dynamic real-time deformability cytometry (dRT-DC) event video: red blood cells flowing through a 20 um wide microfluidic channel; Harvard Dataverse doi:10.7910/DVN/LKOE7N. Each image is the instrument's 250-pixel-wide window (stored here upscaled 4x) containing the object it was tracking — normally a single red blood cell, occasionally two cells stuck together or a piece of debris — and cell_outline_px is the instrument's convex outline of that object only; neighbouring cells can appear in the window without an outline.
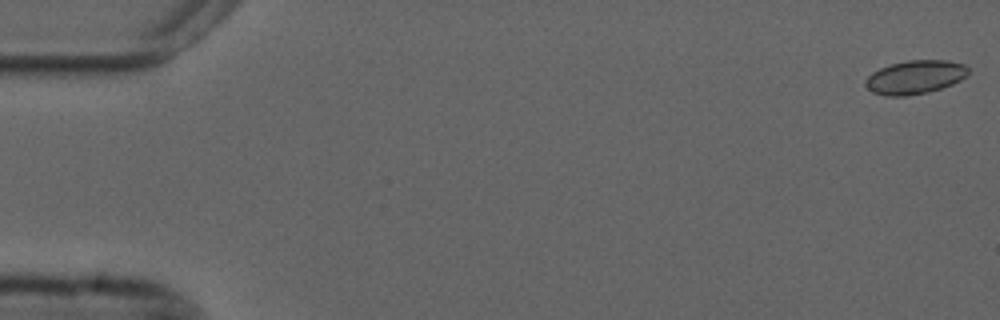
{"species": "common noctule bat (a hibernating species)", "species_latin": "Nyctalus noctula", "temperature_condition": "cold", "stored_images_in_passage": 56, "camera_frame_rate_fps": 3000, "um_per_image_px": 0.085, "animal": {"sex": "male", "forearm_length_mm": 52.5}, "frame": {"image": 1, "passage_image": 1, "time_ms": 0.0, "image_size_px": [1000, 320], "cell_outline_px": [[968, 72], [960, 80], [952, 84], [928, 92], [908, 96], [884, 96], [872, 92], [864, 84], [864, 80], [872, 72], [880, 68], [892, 64], [908, 60], [948, 60], [964, 64], [968, 68]], "centroid_in_image_um": [77.75, 6.56], "position_along_channel_um": 7.3, "area_um2": 20.11}}
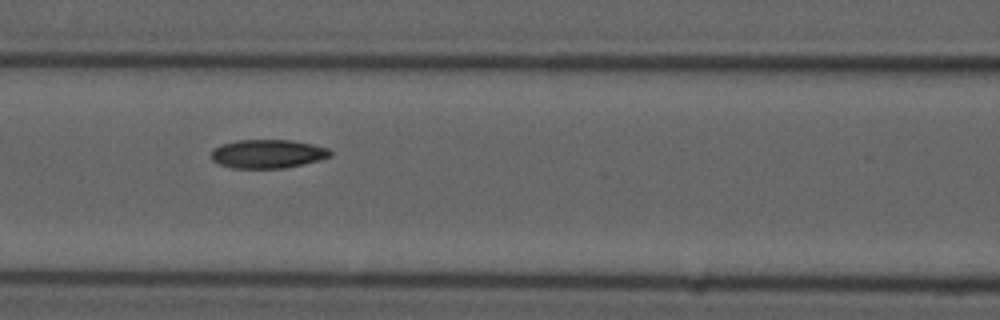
{"frame": {"image": 2, "passage_image": 24, "time_ms": 7.667, "image_size_px": [1000, 320], "cell_outline_px": [[332, 156], [320, 160], [284, 168], [232, 168], [220, 164], [212, 160], [212, 148], [220, 144], [236, 140], [292, 140], [312, 144], [328, 148], [332, 152]], "centroid_in_image_um": [22.75, 13.07], "position_along_channel_um": 143.8, "area_um2": 20.0}}
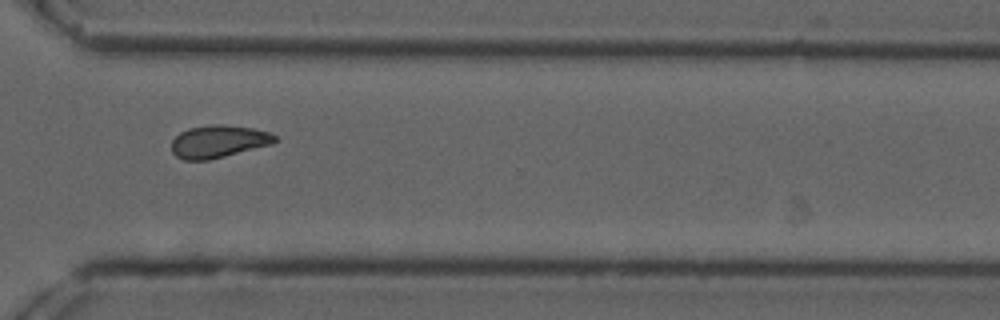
{"frame": {"image": 3, "passage_image": 41, "time_ms": 13.333, "image_size_px": [1000, 320], "cell_outline_px": [[280, 140], [272, 144], [208, 160], [184, 160], [176, 156], [172, 152], [172, 140], [180, 132], [188, 128], [212, 124], [224, 124], [252, 128], [268, 132], [276, 136]], "centroid_in_image_um": [18.57, 12.02], "position_along_channel_um": 352.0, "area_um2": 19.59}, "authors_computed_cell_mechanics": {"area_um2": 19.9121, "velocity_mm_per_s": 3.6897, "shape_relaxation_time_tau1_ms": 6.6303, "shape_relaxation_time_tau2_ms": 7.1154, "deformation_change_tau1": 0.1049, "deformation_change_tau2": 0.1262}}